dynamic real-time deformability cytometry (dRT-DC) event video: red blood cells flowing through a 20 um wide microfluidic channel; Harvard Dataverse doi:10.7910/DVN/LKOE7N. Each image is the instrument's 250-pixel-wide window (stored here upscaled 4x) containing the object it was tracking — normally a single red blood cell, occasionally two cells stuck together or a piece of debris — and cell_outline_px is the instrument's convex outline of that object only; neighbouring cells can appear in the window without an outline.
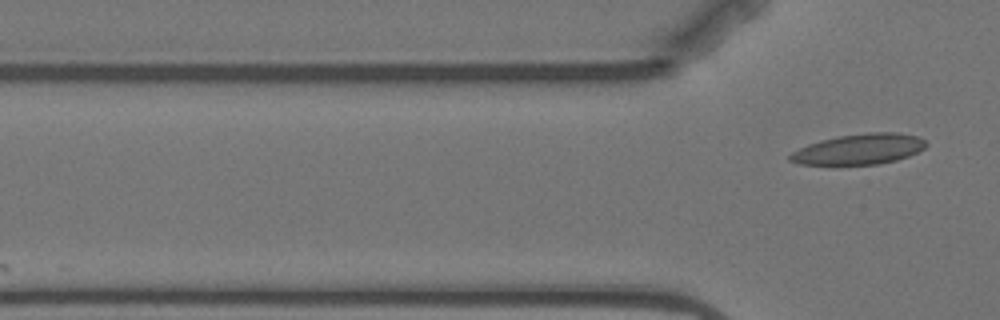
{"species": "Egyptian fruit bat (a non-hibernating species)", "species_latin": "Rousettus aegyptiacus", "temperature_condition": "warm", "stored_images_in_passage": 3, "camera_frame_rate_fps": 3000, "um_per_image_px": 0.085, "animal": {"sex": "female"}, "frame": {"image": 1, "passage_image": 3, "time_ms": 3.333, "image_size_px": [1000, 320], "cell_outline_px": [[928, 144], [924, 148], [908, 156], [896, 160], [876, 164], [836, 168], [800, 164], [788, 160], [788, 156], [792, 152], [808, 144], [820, 140], [836, 136], [868, 132], [896, 132], [920, 136]], "centroid_in_image_um": [72.95, 12.72], "position_along_channel_um": 52.8, "area_um2": 25.26}}